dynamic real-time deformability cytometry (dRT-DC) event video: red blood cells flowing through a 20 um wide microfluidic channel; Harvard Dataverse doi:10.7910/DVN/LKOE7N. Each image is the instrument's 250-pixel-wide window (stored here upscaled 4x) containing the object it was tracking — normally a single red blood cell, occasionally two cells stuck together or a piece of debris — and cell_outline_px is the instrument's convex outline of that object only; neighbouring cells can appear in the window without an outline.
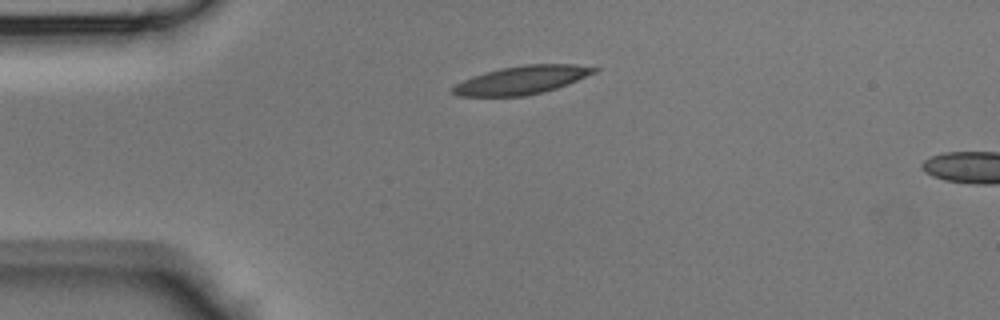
{"species": "Egyptian fruit bat (a non-hibernating species)", "species_latin": "Rousettus aegyptiacus", "temperature_condition": "room temperature", "stored_images_in_passage": 35, "camera_frame_rate_fps": 3000, "um_per_image_px": 0.085, "animal": {"sex": "male"}, "frame": {"image": 1, "passage_image": 1, "time_ms": 0.0, "image_size_px": [1000, 320], "cell_outline_px": [[600, 68], [596, 72], [568, 84], [544, 92], [524, 96], [460, 96], [452, 92], [448, 88], [472, 76], [484, 72], [500, 68], [524, 64], [576, 64]], "centroid_in_image_um": [44.34, 6.79], "position_along_channel_um": 40.7, "area_um2": 23.41}}
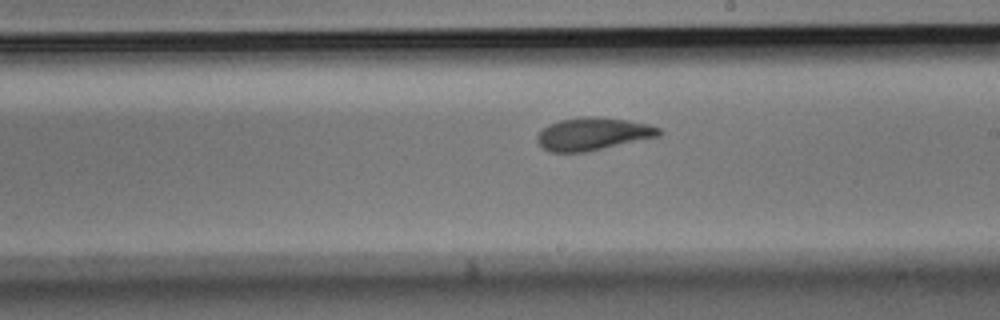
{"frame": {"image": 2, "passage_image": 16, "time_ms": 5.0, "image_size_px": [1000, 320], "cell_outline_px": [[664, 132], [660, 136], [584, 152], [552, 152], [544, 148], [536, 140], [536, 136], [544, 128], [560, 120], [580, 116], [596, 116], [628, 120], [648, 124], [660, 128]], "centroid_in_image_um": [50.43, 11.37], "position_along_channel_um": 238.6, "area_um2": 23.06}}
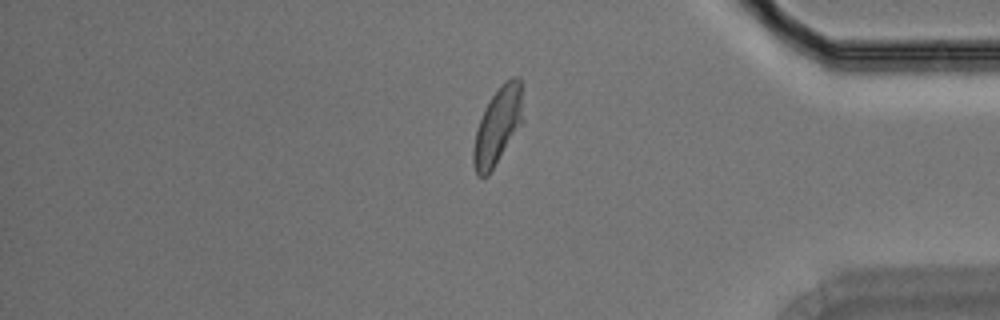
{"frame": {"image": 3, "passage_image": 28, "time_ms": 9.0, "image_size_px": [1000, 320], "cell_outline_px": [[524, 120], [488, 176], [476, 176], [472, 160], [472, 148], [476, 132], [484, 108], [500, 84], [512, 76], [520, 76]], "centroid_in_image_um": [42.31, 10.68], "position_along_channel_um": 392.9, "area_um2": 22.37}}